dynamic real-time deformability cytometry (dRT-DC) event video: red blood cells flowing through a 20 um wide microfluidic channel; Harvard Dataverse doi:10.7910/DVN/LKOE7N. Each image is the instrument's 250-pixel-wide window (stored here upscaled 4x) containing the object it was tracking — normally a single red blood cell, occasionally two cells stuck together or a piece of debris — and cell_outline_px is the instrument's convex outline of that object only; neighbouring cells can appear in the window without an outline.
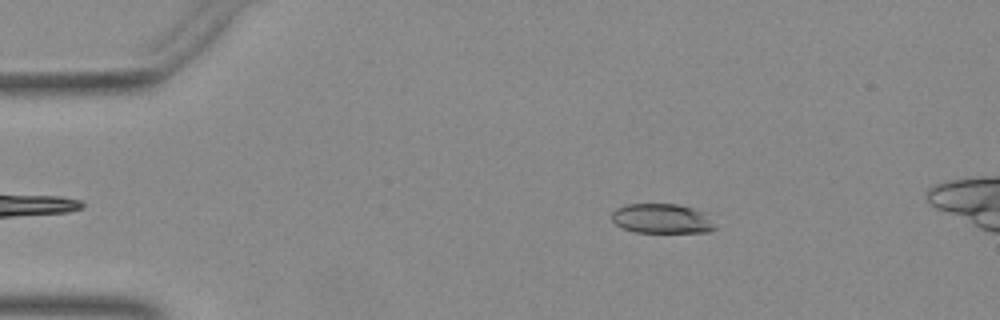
{"species": "Egyptian fruit bat (a non-hibernating species)", "species_latin": "Rousettus aegyptiacus", "temperature_condition": "warm", "stored_images_in_passage": 45, "camera_frame_rate_fps": 3000, "um_per_image_px": 0.085, "animal": {"sex": "female"}, "frame": {"image": 1, "passage_image": 4, "time_ms": 1.0, "image_size_px": [1000, 320], "cell_outline_px": [[716, 228], [708, 232], [636, 232], [624, 228], [616, 224], [612, 220], [612, 212], [616, 208], [624, 204], [676, 204], [692, 208], [704, 212]], "centroid_in_image_um": [56.23, 18.57], "position_along_channel_um": 28.8, "area_um2": 17.69}}
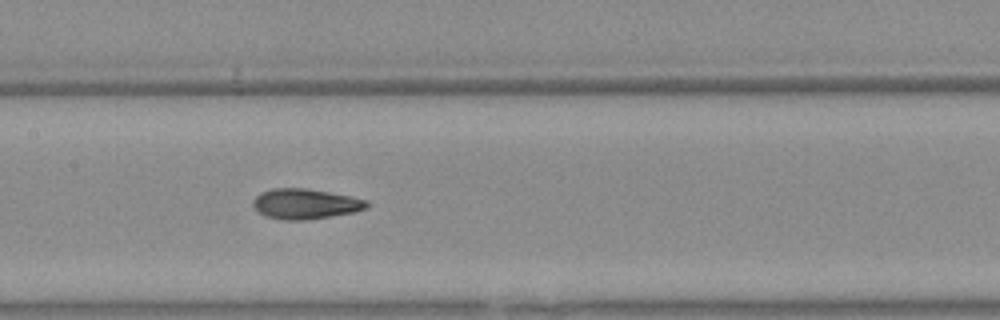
{"frame": {"image": 2, "passage_image": 20, "time_ms": 6.333, "image_size_px": [1000, 320], "cell_outline_px": [[368, 208], [352, 212], [308, 220], [284, 220], [268, 216], [260, 212], [252, 204], [252, 200], [260, 192], [272, 188], [304, 188], [352, 196], [368, 200]], "centroid_in_image_um": [25.96, 17.32], "position_along_channel_um": 181.4, "area_um2": 19.94}}
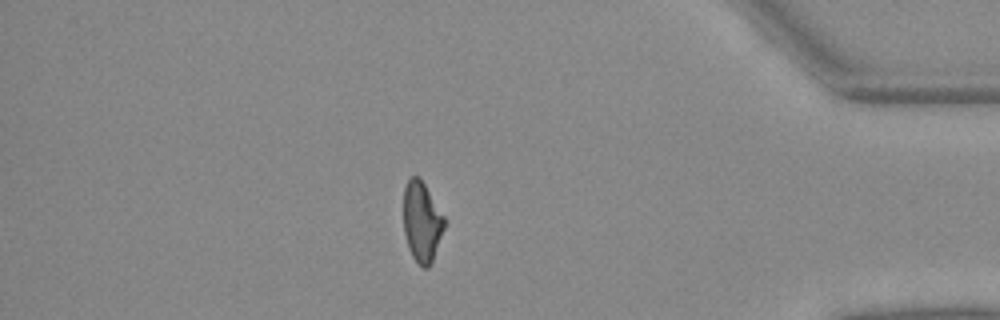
{"frame": {"image": 3, "passage_image": 39, "time_ms": 12.667, "image_size_px": [1000, 320], "cell_outline_px": [[444, 228], [432, 260], [428, 268], [424, 268], [412, 256], [408, 248], [404, 232], [404, 188], [408, 180], [412, 176], [420, 176], [444, 216]], "centroid_in_image_um": [35.84, 18.82], "position_along_channel_um": 399.4, "area_um2": 18.84}}